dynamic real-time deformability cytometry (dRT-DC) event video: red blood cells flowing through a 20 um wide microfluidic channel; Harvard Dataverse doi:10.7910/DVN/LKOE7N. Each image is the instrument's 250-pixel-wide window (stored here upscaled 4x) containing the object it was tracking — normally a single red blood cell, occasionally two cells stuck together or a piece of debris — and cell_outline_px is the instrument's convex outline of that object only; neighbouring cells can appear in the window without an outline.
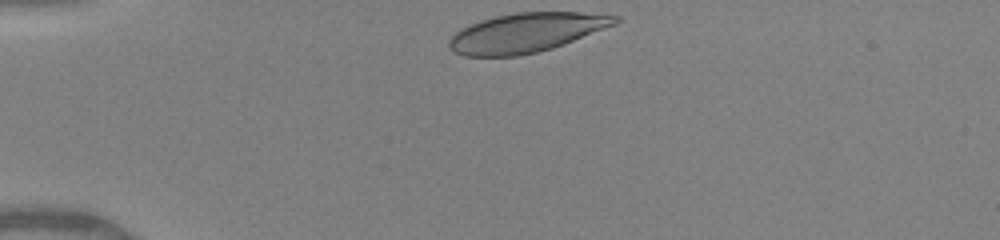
{"species": "human", "species_latin": "Homo sapiens", "temperature_condition": "warm", "stored_images_in_passage": 33, "camera_frame_rate_fps": 3000, "um_per_image_px": 0.085, "donor": {"sex": "female"}, "frame": {"image": 1, "passage_image": 1, "time_ms": 0.0, "image_size_px": [1000, 240], "cell_outline_px": [[620, 20], [616, 24], [564, 44], [552, 48], [536, 52], [516, 56], [464, 56], [452, 52], [448, 48], [448, 40], [460, 28], [496, 16], [516, 12], [580, 12], [620, 16]], "centroid_in_image_um": [44.71, 2.78], "position_along_channel_um": 40.3, "area_um2": 37.86}}
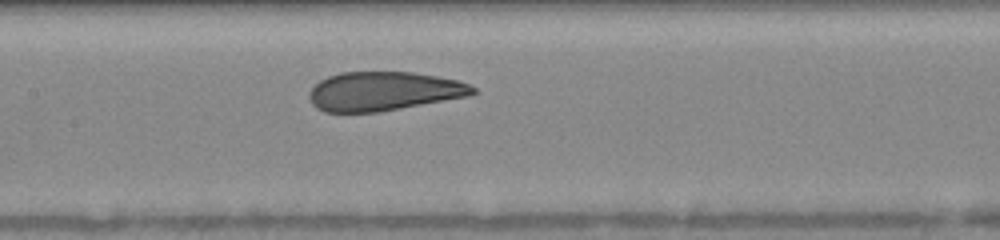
{"frame": {"image": 2, "passage_image": 14, "time_ms": 4.333, "image_size_px": [1000, 240], "cell_outline_px": [[476, 92], [468, 96], [400, 108], [376, 112], [324, 112], [316, 108], [312, 104], [308, 96], [308, 92], [320, 80], [328, 76], [340, 72], [412, 72], [460, 80], [476, 88]], "centroid_in_image_um": [32.58, 7.75], "position_along_channel_um": 174.8, "area_um2": 37.11}}
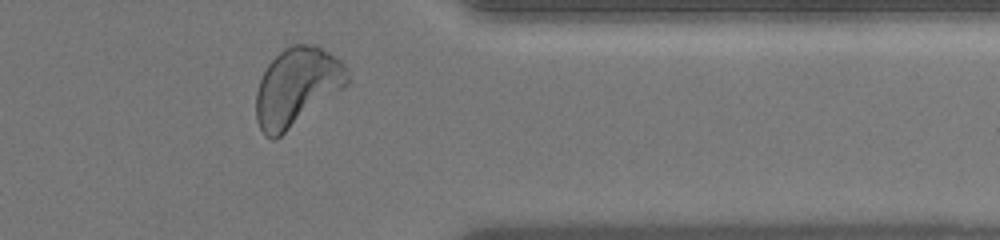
{"frame": {"image": 3, "passage_image": 30, "time_ms": 9.667, "image_size_px": [1000, 240], "cell_outline_px": [[348, 84], [276, 140], [272, 140], [264, 136], [256, 120], [256, 92], [260, 80], [268, 64], [284, 48], [292, 44], [316, 44], [336, 56], [348, 68]], "centroid_in_image_um": [25.23, 7.39], "position_along_channel_um": 386.2, "area_um2": 41.67}, "authors_computed_cell_mechanics": {"area_um2": 38.437, "velocity_mm_per_s": 4.091, "shape_relaxation_time_tau1_ms": 4.415, "shape_relaxation_time_tau2_ms": 0.9127, "deformation_change_tau1": 0.154, "deformation_change_tau2": 0.0683}}